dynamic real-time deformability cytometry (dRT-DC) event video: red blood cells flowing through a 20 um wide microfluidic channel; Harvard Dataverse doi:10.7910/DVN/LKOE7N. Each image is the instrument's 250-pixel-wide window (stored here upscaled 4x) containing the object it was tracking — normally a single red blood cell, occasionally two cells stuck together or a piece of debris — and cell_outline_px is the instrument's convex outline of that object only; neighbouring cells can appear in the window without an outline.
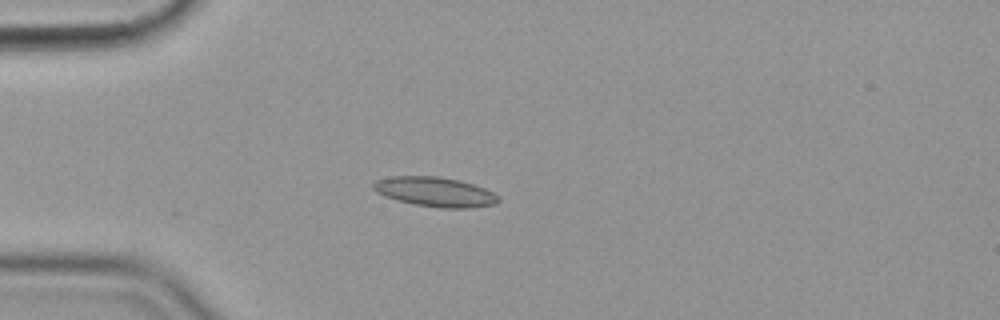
{"species": "common noctule bat (a hibernating species)", "species_latin": "Nyctalus noctula", "temperature_condition": "cold", "stored_images_in_passage": 53, "camera_frame_rate_fps": 3000, "um_per_image_px": 0.085, "animal": {"sex": "female", "body_mass_g": 19.9}, "frame": {"image": 1, "passage_image": 12, "time_ms": 3.667, "image_size_px": [1000, 320], "cell_outline_px": [[500, 200], [496, 204], [468, 208], [440, 208], [416, 204], [384, 196], [376, 192], [372, 188], [372, 184], [376, 180], [392, 176], [436, 176], [460, 180], [484, 188], [500, 196]], "centroid_in_image_um": [36.99, 16.3], "position_along_channel_um": 48.0, "area_um2": 21.5}}
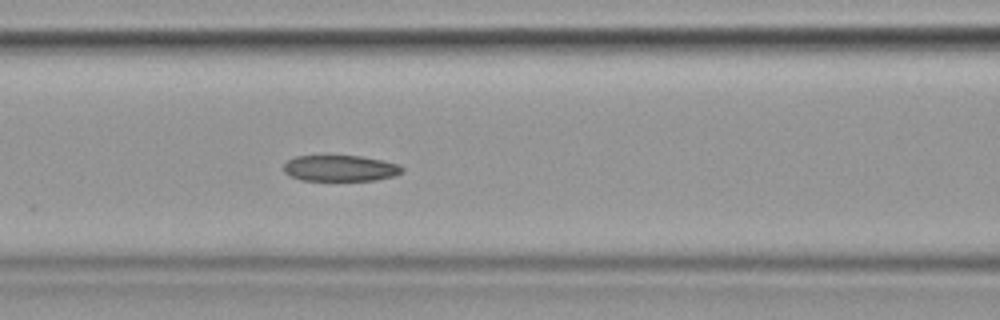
{"frame": {"image": 2, "passage_image": 21, "time_ms": 6.667, "image_size_px": [1000, 320], "cell_outline_px": [[404, 172], [392, 176], [376, 180], [300, 180], [288, 176], [284, 172], [284, 164], [288, 160], [296, 156], [360, 156], [400, 164], [404, 168]], "centroid_in_image_um": [28.91, 14.3], "position_along_channel_um": 137.7, "area_um2": 17.98}}
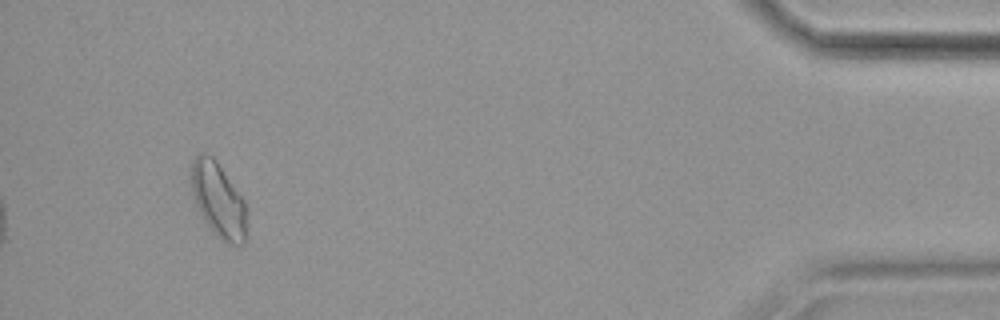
{"frame": {"image": 3, "passage_image": 50, "time_ms": 16.333, "image_size_px": [1000, 320], "cell_outline_px": [[248, 212], [244, 244], [240, 248], [228, 244], [204, 220], [196, 204], [192, 192], [192, 160], [200, 152], [212, 156], [216, 160], [244, 200]], "centroid_in_image_um": [18.61, 17.02], "position_along_channel_um": 416.6, "area_um2": 23.93}}